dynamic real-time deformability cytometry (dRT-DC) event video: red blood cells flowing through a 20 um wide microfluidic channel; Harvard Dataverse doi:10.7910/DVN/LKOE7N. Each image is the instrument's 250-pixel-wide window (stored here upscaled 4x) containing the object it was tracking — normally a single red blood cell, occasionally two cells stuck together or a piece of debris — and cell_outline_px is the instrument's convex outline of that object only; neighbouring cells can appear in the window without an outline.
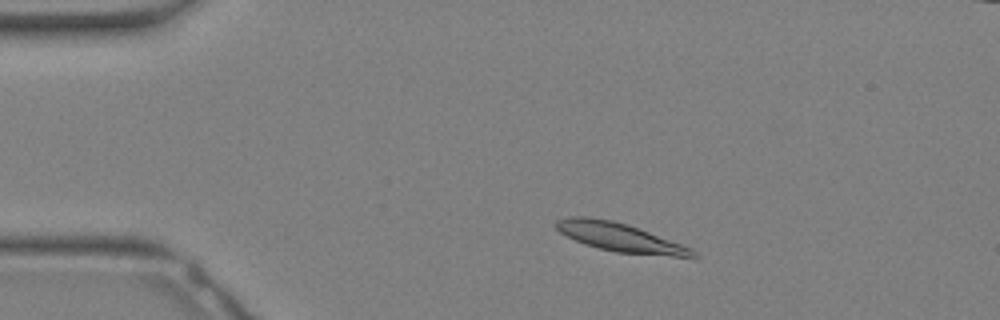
{"species": "Egyptian fruit bat (a non-hibernating species)", "species_latin": "Rousettus aegyptiacus", "temperature_condition": "warm", "stored_images_in_passage": 28, "camera_frame_rate_fps": 3000, "um_per_image_px": 0.085, "animal": {"sex": "female"}, "frame": {"image": 1, "passage_image": 2, "time_ms": 0.333, "image_size_px": [1000, 320], "cell_outline_px": [[700, 256], [696, 260], [616, 252], [584, 244], [560, 232], [556, 228], [556, 220], [572, 216], [584, 216], [612, 220], [648, 232], [692, 248]], "centroid_in_image_um": [52.84, 20.23], "position_along_channel_um": 32.2, "area_um2": 23.0}}
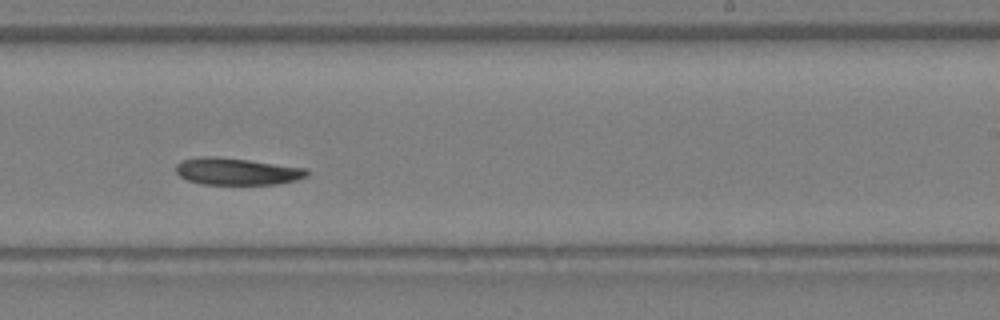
{"frame": {"image": 2, "passage_image": 16, "time_ms": 5.0, "image_size_px": [1000, 320], "cell_outline_px": [[308, 176], [296, 180], [276, 184], [204, 184], [188, 180], [180, 176], [176, 172], [176, 164], [184, 160], [200, 156], [216, 156], [248, 160], [308, 168]], "centroid_in_image_um": [20.15, 14.56], "position_along_channel_um": 268.8, "area_um2": 20.52}}
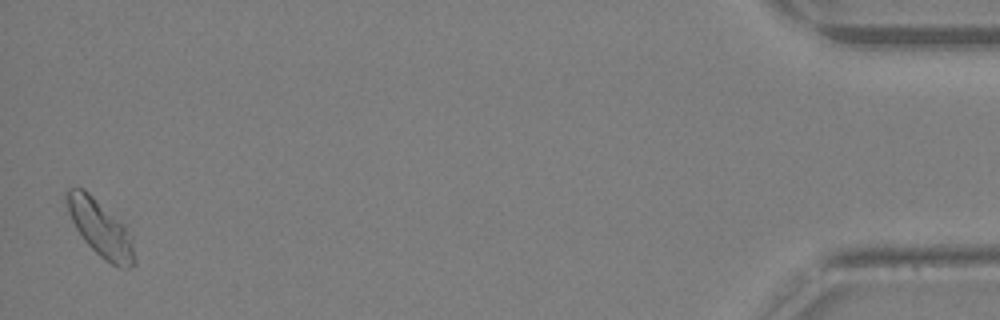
{"frame": {"image": 3, "passage_image": 28, "time_ms": 9.0, "image_size_px": [1000, 320], "cell_outline_px": [[136, 264], [132, 268], [120, 268], [104, 260], [84, 240], [76, 228], [68, 212], [64, 196], [64, 192], [68, 188], [84, 188], [124, 224], [132, 236], [136, 260]], "centroid_in_image_um": [8.55, 19.42], "position_along_channel_um": 426.6, "area_um2": 22.48}}